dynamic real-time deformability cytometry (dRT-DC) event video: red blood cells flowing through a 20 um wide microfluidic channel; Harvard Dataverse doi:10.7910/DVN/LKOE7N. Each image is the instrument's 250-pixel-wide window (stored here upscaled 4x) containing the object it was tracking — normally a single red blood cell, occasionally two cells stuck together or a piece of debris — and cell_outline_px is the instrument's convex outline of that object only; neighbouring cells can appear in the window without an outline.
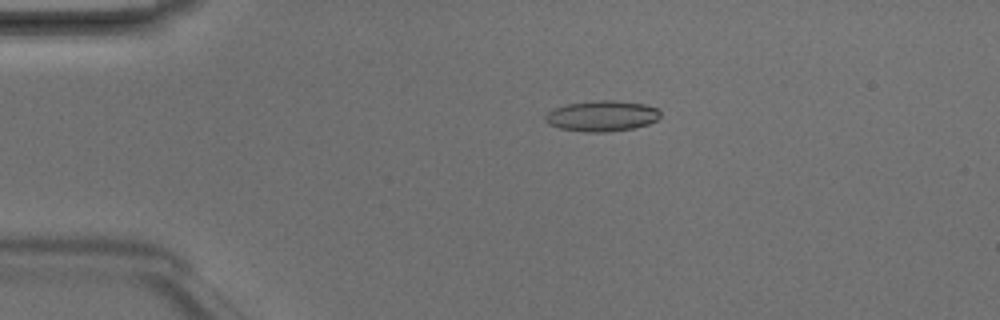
{"species": "Egyptian fruit bat (a non-hibernating species)", "species_latin": "Rousettus aegyptiacus", "temperature_condition": "room temperature", "stored_images_in_passage": 4, "camera_frame_rate_fps": 3000, "um_per_image_px": 0.085, "animal": {"sex": "male"}, "frame": {"image": 1, "passage_image": 3, "time_ms": 0.667, "image_size_px": [1000, 320], "cell_outline_px": [[660, 116], [656, 120], [648, 124], [632, 128], [604, 132], [584, 132], [560, 128], [548, 124], [544, 120], [544, 116], [552, 108], [568, 104], [596, 100], [616, 100], [644, 104], [660, 108]], "centroid_in_image_um": [51.15, 9.85], "position_along_channel_um": 33.8, "area_um2": 20.69}}